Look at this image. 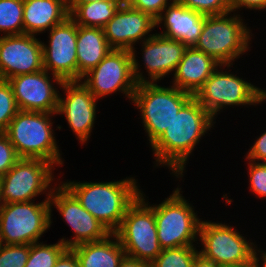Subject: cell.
Masks as SVG:
<instances>
[{
    "mask_svg": "<svg viewBox=\"0 0 266 267\" xmlns=\"http://www.w3.org/2000/svg\"><path fill=\"white\" fill-rule=\"evenodd\" d=\"M199 253L220 267L241 266L253 261L257 245L249 242L233 226L201 220Z\"/></svg>",
    "mask_w": 266,
    "mask_h": 267,
    "instance_id": "30bf717a",
    "label": "cell"
},
{
    "mask_svg": "<svg viewBox=\"0 0 266 267\" xmlns=\"http://www.w3.org/2000/svg\"><path fill=\"white\" fill-rule=\"evenodd\" d=\"M49 32V44L42 42L44 70L62 81H77L76 23L67 17Z\"/></svg>",
    "mask_w": 266,
    "mask_h": 267,
    "instance_id": "9a60e30c",
    "label": "cell"
},
{
    "mask_svg": "<svg viewBox=\"0 0 266 267\" xmlns=\"http://www.w3.org/2000/svg\"><path fill=\"white\" fill-rule=\"evenodd\" d=\"M49 199L7 203L0 210V244L31 245L40 242L41 236L52 224Z\"/></svg>",
    "mask_w": 266,
    "mask_h": 267,
    "instance_id": "9c48e42d",
    "label": "cell"
},
{
    "mask_svg": "<svg viewBox=\"0 0 266 267\" xmlns=\"http://www.w3.org/2000/svg\"><path fill=\"white\" fill-rule=\"evenodd\" d=\"M259 253H261L260 254L261 256L259 255ZM252 262L254 264V267H266V251L264 252V251H261L260 249L258 250L255 248L254 253H253V261ZM260 263H261V265H260Z\"/></svg>",
    "mask_w": 266,
    "mask_h": 267,
    "instance_id": "ab89813d",
    "label": "cell"
},
{
    "mask_svg": "<svg viewBox=\"0 0 266 267\" xmlns=\"http://www.w3.org/2000/svg\"><path fill=\"white\" fill-rule=\"evenodd\" d=\"M215 123L207 110L192 97L151 145L157 164L155 166L169 167L172 174L182 178L196 144Z\"/></svg>",
    "mask_w": 266,
    "mask_h": 267,
    "instance_id": "6da1fadb",
    "label": "cell"
},
{
    "mask_svg": "<svg viewBox=\"0 0 266 267\" xmlns=\"http://www.w3.org/2000/svg\"><path fill=\"white\" fill-rule=\"evenodd\" d=\"M248 162L249 188L257 197L266 198V163Z\"/></svg>",
    "mask_w": 266,
    "mask_h": 267,
    "instance_id": "1f68e13d",
    "label": "cell"
},
{
    "mask_svg": "<svg viewBox=\"0 0 266 267\" xmlns=\"http://www.w3.org/2000/svg\"><path fill=\"white\" fill-rule=\"evenodd\" d=\"M155 27V19L150 14L131 8L124 3L103 27V30L107 43L112 49L131 51L137 44L136 42H143L151 37L153 34L149 33Z\"/></svg>",
    "mask_w": 266,
    "mask_h": 267,
    "instance_id": "d6986e66",
    "label": "cell"
},
{
    "mask_svg": "<svg viewBox=\"0 0 266 267\" xmlns=\"http://www.w3.org/2000/svg\"><path fill=\"white\" fill-rule=\"evenodd\" d=\"M81 82L97 100L117 91L132 100L137 82L133 75L131 51L112 49L95 68L81 78Z\"/></svg>",
    "mask_w": 266,
    "mask_h": 267,
    "instance_id": "7c38bea8",
    "label": "cell"
},
{
    "mask_svg": "<svg viewBox=\"0 0 266 267\" xmlns=\"http://www.w3.org/2000/svg\"><path fill=\"white\" fill-rule=\"evenodd\" d=\"M230 267H254L253 262L249 263V264H245V265H241V266H230Z\"/></svg>",
    "mask_w": 266,
    "mask_h": 267,
    "instance_id": "b9f144b4",
    "label": "cell"
},
{
    "mask_svg": "<svg viewBox=\"0 0 266 267\" xmlns=\"http://www.w3.org/2000/svg\"><path fill=\"white\" fill-rule=\"evenodd\" d=\"M175 0H126V3L136 10L150 14L156 19L161 12Z\"/></svg>",
    "mask_w": 266,
    "mask_h": 267,
    "instance_id": "836d02e7",
    "label": "cell"
},
{
    "mask_svg": "<svg viewBox=\"0 0 266 267\" xmlns=\"http://www.w3.org/2000/svg\"><path fill=\"white\" fill-rule=\"evenodd\" d=\"M111 50L103 28L77 25V81L95 68Z\"/></svg>",
    "mask_w": 266,
    "mask_h": 267,
    "instance_id": "603a6c76",
    "label": "cell"
},
{
    "mask_svg": "<svg viewBox=\"0 0 266 267\" xmlns=\"http://www.w3.org/2000/svg\"><path fill=\"white\" fill-rule=\"evenodd\" d=\"M126 2L94 1L84 4H67L69 17L76 25L103 28Z\"/></svg>",
    "mask_w": 266,
    "mask_h": 267,
    "instance_id": "d4e9b609",
    "label": "cell"
},
{
    "mask_svg": "<svg viewBox=\"0 0 266 267\" xmlns=\"http://www.w3.org/2000/svg\"><path fill=\"white\" fill-rule=\"evenodd\" d=\"M53 167L55 166L46 160L20 158L0 178L3 204L33 201L36 196L44 193L46 199H49L53 189L51 183L56 180Z\"/></svg>",
    "mask_w": 266,
    "mask_h": 267,
    "instance_id": "8fae6325",
    "label": "cell"
},
{
    "mask_svg": "<svg viewBox=\"0 0 266 267\" xmlns=\"http://www.w3.org/2000/svg\"><path fill=\"white\" fill-rule=\"evenodd\" d=\"M42 41L34 35L0 36V79L43 70Z\"/></svg>",
    "mask_w": 266,
    "mask_h": 267,
    "instance_id": "ac0fdd59",
    "label": "cell"
},
{
    "mask_svg": "<svg viewBox=\"0 0 266 267\" xmlns=\"http://www.w3.org/2000/svg\"><path fill=\"white\" fill-rule=\"evenodd\" d=\"M19 159L7 135L4 132H0V178H2Z\"/></svg>",
    "mask_w": 266,
    "mask_h": 267,
    "instance_id": "d6a6232c",
    "label": "cell"
},
{
    "mask_svg": "<svg viewBox=\"0 0 266 267\" xmlns=\"http://www.w3.org/2000/svg\"><path fill=\"white\" fill-rule=\"evenodd\" d=\"M56 113L18 111L4 132L19 158L42 159L63 165L52 129ZM53 116V117H52Z\"/></svg>",
    "mask_w": 266,
    "mask_h": 267,
    "instance_id": "3957f363",
    "label": "cell"
},
{
    "mask_svg": "<svg viewBox=\"0 0 266 267\" xmlns=\"http://www.w3.org/2000/svg\"><path fill=\"white\" fill-rule=\"evenodd\" d=\"M182 192L177 187L169 197L154 205L157 236L162 249L194 246L193 242L199 239L201 219Z\"/></svg>",
    "mask_w": 266,
    "mask_h": 267,
    "instance_id": "ba28073f",
    "label": "cell"
},
{
    "mask_svg": "<svg viewBox=\"0 0 266 267\" xmlns=\"http://www.w3.org/2000/svg\"><path fill=\"white\" fill-rule=\"evenodd\" d=\"M142 58L148 77L141 72V67L136 59L135 47L131 50L133 59V75L137 84L156 83L164 79L166 75L174 72L180 63L184 51L187 48L185 44L175 39L164 37L158 33L142 42ZM140 69V70H139ZM148 78V79H147Z\"/></svg>",
    "mask_w": 266,
    "mask_h": 267,
    "instance_id": "5bb4252c",
    "label": "cell"
},
{
    "mask_svg": "<svg viewBox=\"0 0 266 267\" xmlns=\"http://www.w3.org/2000/svg\"><path fill=\"white\" fill-rule=\"evenodd\" d=\"M118 267H151V264L125 255Z\"/></svg>",
    "mask_w": 266,
    "mask_h": 267,
    "instance_id": "74e56055",
    "label": "cell"
},
{
    "mask_svg": "<svg viewBox=\"0 0 266 267\" xmlns=\"http://www.w3.org/2000/svg\"><path fill=\"white\" fill-rule=\"evenodd\" d=\"M205 17L175 0L161 12L155 22L157 27L164 24L165 30L158 34L193 47L201 35Z\"/></svg>",
    "mask_w": 266,
    "mask_h": 267,
    "instance_id": "ffe728a7",
    "label": "cell"
},
{
    "mask_svg": "<svg viewBox=\"0 0 266 267\" xmlns=\"http://www.w3.org/2000/svg\"><path fill=\"white\" fill-rule=\"evenodd\" d=\"M198 253L196 246L165 248L151 263V267H192Z\"/></svg>",
    "mask_w": 266,
    "mask_h": 267,
    "instance_id": "83f0119b",
    "label": "cell"
},
{
    "mask_svg": "<svg viewBox=\"0 0 266 267\" xmlns=\"http://www.w3.org/2000/svg\"><path fill=\"white\" fill-rule=\"evenodd\" d=\"M66 97L59 94L56 115H65L69 128L75 133L80 144L86 143L96 120L98 100L80 81H63L60 86Z\"/></svg>",
    "mask_w": 266,
    "mask_h": 267,
    "instance_id": "e0dca14e",
    "label": "cell"
},
{
    "mask_svg": "<svg viewBox=\"0 0 266 267\" xmlns=\"http://www.w3.org/2000/svg\"><path fill=\"white\" fill-rule=\"evenodd\" d=\"M54 267H80V263L75 252L67 248L57 259Z\"/></svg>",
    "mask_w": 266,
    "mask_h": 267,
    "instance_id": "8d00e7d4",
    "label": "cell"
},
{
    "mask_svg": "<svg viewBox=\"0 0 266 267\" xmlns=\"http://www.w3.org/2000/svg\"><path fill=\"white\" fill-rule=\"evenodd\" d=\"M230 12H235L240 8L250 10H266V0H228Z\"/></svg>",
    "mask_w": 266,
    "mask_h": 267,
    "instance_id": "d590c367",
    "label": "cell"
},
{
    "mask_svg": "<svg viewBox=\"0 0 266 267\" xmlns=\"http://www.w3.org/2000/svg\"><path fill=\"white\" fill-rule=\"evenodd\" d=\"M50 75L52 74L43 69L7 80L20 111L57 113L61 93L53 83L61 86L63 81L55 75Z\"/></svg>",
    "mask_w": 266,
    "mask_h": 267,
    "instance_id": "2e32d148",
    "label": "cell"
},
{
    "mask_svg": "<svg viewBox=\"0 0 266 267\" xmlns=\"http://www.w3.org/2000/svg\"><path fill=\"white\" fill-rule=\"evenodd\" d=\"M3 202L1 200V182H0V210L2 209Z\"/></svg>",
    "mask_w": 266,
    "mask_h": 267,
    "instance_id": "7bdbcfd3",
    "label": "cell"
},
{
    "mask_svg": "<svg viewBox=\"0 0 266 267\" xmlns=\"http://www.w3.org/2000/svg\"><path fill=\"white\" fill-rule=\"evenodd\" d=\"M18 111L10 83L0 79V132L6 131Z\"/></svg>",
    "mask_w": 266,
    "mask_h": 267,
    "instance_id": "f1b7e54d",
    "label": "cell"
},
{
    "mask_svg": "<svg viewBox=\"0 0 266 267\" xmlns=\"http://www.w3.org/2000/svg\"><path fill=\"white\" fill-rule=\"evenodd\" d=\"M143 195L141 191L137 199L127 208L114 234L126 256L151 264L161 253L162 248L157 236L154 205L146 202Z\"/></svg>",
    "mask_w": 266,
    "mask_h": 267,
    "instance_id": "8992f818",
    "label": "cell"
},
{
    "mask_svg": "<svg viewBox=\"0 0 266 267\" xmlns=\"http://www.w3.org/2000/svg\"><path fill=\"white\" fill-rule=\"evenodd\" d=\"M94 1L126 2V0H67V4H84Z\"/></svg>",
    "mask_w": 266,
    "mask_h": 267,
    "instance_id": "60d3db41",
    "label": "cell"
},
{
    "mask_svg": "<svg viewBox=\"0 0 266 267\" xmlns=\"http://www.w3.org/2000/svg\"><path fill=\"white\" fill-rule=\"evenodd\" d=\"M220 65L204 52L194 47H187L172 74L174 77L172 85L194 96Z\"/></svg>",
    "mask_w": 266,
    "mask_h": 267,
    "instance_id": "44dd1931",
    "label": "cell"
},
{
    "mask_svg": "<svg viewBox=\"0 0 266 267\" xmlns=\"http://www.w3.org/2000/svg\"><path fill=\"white\" fill-rule=\"evenodd\" d=\"M224 67L230 69L232 66L220 65L193 96L214 120L220 110L228 106H255L266 101V90L235 76Z\"/></svg>",
    "mask_w": 266,
    "mask_h": 267,
    "instance_id": "52a82bcc",
    "label": "cell"
},
{
    "mask_svg": "<svg viewBox=\"0 0 266 267\" xmlns=\"http://www.w3.org/2000/svg\"><path fill=\"white\" fill-rule=\"evenodd\" d=\"M24 34L45 33L69 17L67 0H23Z\"/></svg>",
    "mask_w": 266,
    "mask_h": 267,
    "instance_id": "7402d4cb",
    "label": "cell"
},
{
    "mask_svg": "<svg viewBox=\"0 0 266 267\" xmlns=\"http://www.w3.org/2000/svg\"><path fill=\"white\" fill-rule=\"evenodd\" d=\"M23 0H0V32L2 36L24 34Z\"/></svg>",
    "mask_w": 266,
    "mask_h": 267,
    "instance_id": "484cf974",
    "label": "cell"
},
{
    "mask_svg": "<svg viewBox=\"0 0 266 267\" xmlns=\"http://www.w3.org/2000/svg\"><path fill=\"white\" fill-rule=\"evenodd\" d=\"M192 267H220L215 264L212 260L206 259L200 253L194 258V263Z\"/></svg>",
    "mask_w": 266,
    "mask_h": 267,
    "instance_id": "f35d334b",
    "label": "cell"
},
{
    "mask_svg": "<svg viewBox=\"0 0 266 267\" xmlns=\"http://www.w3.org/2000/svg\"><path fill=\"white\" fill-rule=\"evenodd\" d=\"M192 97V94L173 85L162 87L157 83L137 84L131 101L141 112L150 145L163 134L179 110Z\"/></svg>",
    "mask_w": 266,
    "mask_h": 267,
    "instance_id": "5b68a950",
    "label": "cell"
},
{
    "mask_svg": "<svg viewBox=\"0 0 266 267\" xmlns=\"http://www.w3.org/2000/svg\"><path fill=\"white\" fill-rule=\"evenodd\" d=\"M240 16L231 12L206 16L201 35L193 47L213 57L221 65H233L250 49L253 35Z\"/></svg>",
    "mask_w": 266,
    "mask_h": 267,
    "instance_id": "277c9868",
    "label": "cell"
},
{
    "mask_svg": "<svg viewBox=\"0 0 266 267\" xmlns=\"http://www.w3.org/2000/svg\"><path fill=\"white\" fill-rule=\"evenodd\" d=\"M29 257V245L0 244V267H25Z\"/></svg>",
    "mask_w": 266,
    "mask_h": 267,
    "instance_id": "f546056e",
    "label": "cell"
},
{
    "mask_svg": "<svg viewBox=\"0 0 266 267\" xmlns=\"http://www.w3.org/2000/svg\"><path fill=\"white\" fill-rule=\"evenodd\" d=\"M67 249V246L58 241L55 244L36 242L29 245V257L25 267H54L57 259Z\"/></svg>",
    "mask_w": 266,
    "mask_h": 267,
    "instance_id": "4316f807",
    "label": "cell"
},
{
    "mask_svg": "<svg viewBox=\"0 0 266 267\" xmlns=\"http://www.w3.org/2000/svg\"><path fill=\"white\" fill-rule=\"evenodd\" d=\"M78 257L80 267H118L125 251L114 233L105 239L82 243L71 248Z\"/></svg>",
    "mask_w": 266,
    "mask_h": 267,
    "instance_id": "cb8c5ba5",
    "label": "cell"
},
{
    "mask_svg": "<svg viewBox=\"0 0 266 267\" xmlns=\"http://www.w3.org/2000/svg\"><path fill=\"white\" fill-rule=\"evenodd\" d=\"M60 183L110 233H114L119 228L127 208L141 192L140 186L133 177L110 182L67 181Z\"/></svg>",
    "mask_w": 266,
    "mask_h": 267,
    "instance_id": "7a4b0ae2",
    "label": "cell"
},
{
    "mask_svg": "<svg viewBox=\"0 0 266 267\" xmlns=\"http://www.w3.org/2000/svg\"><path fill=\"white\" fill-rule=\"evenodd\" d=\"M245 159L253 162L261 161L262 163H266V131L254 141Z\"/></svg>",
    "mask_w": 266,
    "mask_h": 267,
    "instance_id": "e575fe53",
    "label": "cell"
},
{
    "mask_svg": "<svg viewBox=\"0 0 266 267\" xmlns=\"http://www.w3.org/2000/svg\"><path fill=\"white\" fill-rule=\"evenodd\" d=\"M178 3L205 16L230 12L228 0H176Z\"/></svg>",
    "mask_w": 266,
    "mask_h": 267,
    "instance_id": "4dcf8cb0",
    "label": "cell"
},
{
    "mask_svg": "<svg viewBox=\"0 0 266 267\" xmlns=\"http://www.w3.org/2000/svg\"><path fill=\"white\" fill-rule=\"evenodd\" d=\"M51 208L54 205L64 222L70 226L74 238L60 239L67 248L82 243L95 242L105 239L111 233L93 215L82 207L76 197L61 183L53 187L50 194Z\"/></svg>",
    "mask_w": 266,
    "mask_h": 267,
    "instance_id": "4fadbf2b",
    "label": "cell"
}]
</instances>
